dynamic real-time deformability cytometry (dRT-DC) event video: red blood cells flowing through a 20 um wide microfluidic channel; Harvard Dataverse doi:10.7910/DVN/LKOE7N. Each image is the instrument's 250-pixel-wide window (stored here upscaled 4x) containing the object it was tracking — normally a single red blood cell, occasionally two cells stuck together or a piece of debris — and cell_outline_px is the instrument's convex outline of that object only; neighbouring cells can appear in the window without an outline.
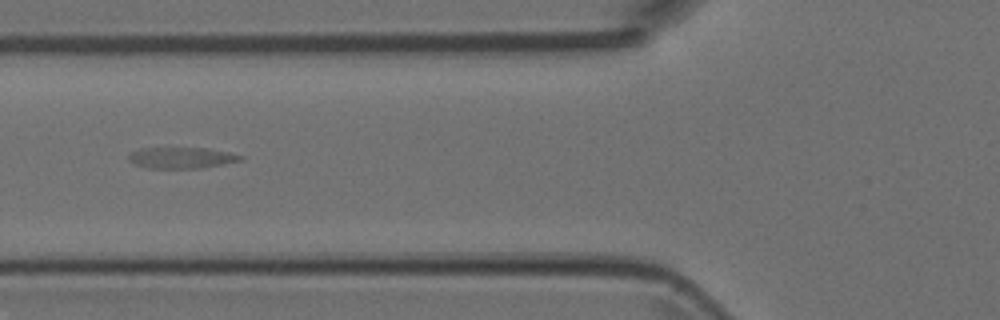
{"species": "Egyptian fruit bat (a non-hibernating species)", "species_latin": "Rousettus aegyptiacus", "temperature_condition": "room temperature", "stored_images_in_passage": 2, "camera_frame_rate_fps": 3000, "um_per_image_px": 0.085, "animal": {"sex": "female"}, "frame": {"image": 1, "passage_image": 2, "time_ms": 0.333, "image_size_px": [1000, 320], "cell_outline_px": [[244, 160], [200, 168], [148, 168], [136, 164], [128, 160], [128, 156], [132, 152], [140, 148], [208, 148], [228, 152], [244, 156]], "centroid_in_image_um": [15.45, 13.41], "position_along_channel_um": 110.4, "area_um2": 13.7}}